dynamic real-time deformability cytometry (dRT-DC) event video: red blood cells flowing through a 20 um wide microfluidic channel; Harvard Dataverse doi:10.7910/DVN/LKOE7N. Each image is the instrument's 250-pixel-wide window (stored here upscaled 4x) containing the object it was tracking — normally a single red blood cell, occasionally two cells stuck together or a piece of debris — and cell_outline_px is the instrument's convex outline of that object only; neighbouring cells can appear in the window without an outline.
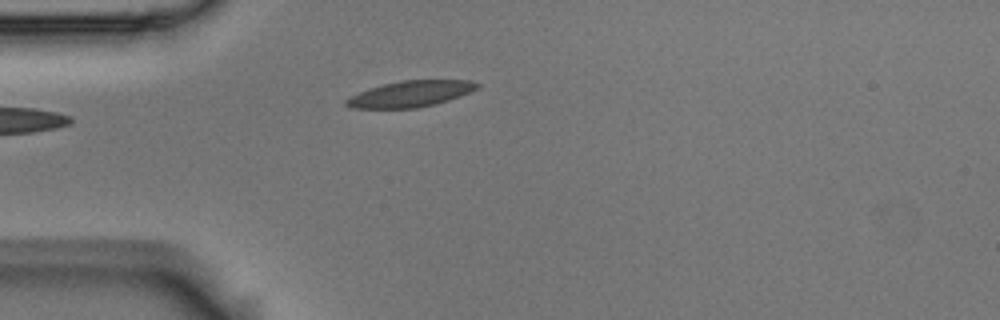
{"species": "Egyptian fruit bat (a non-hibernating species)", "species_latin": "Rousettus aegyptiacus", "temperature_condition": "room temperature", "stored_images_in_passage": 4, "camera_frame_rate_fps": 3000, "um_per_image_px": 0.085, "animal": {"sex": "male"}, "frame": {"image": 1, "passage_image": 4, "time_ms": 1.0, "image_size_px": [1000, 320], "cell_outline_px": [[480, 88], [460, 96], [436, 104], [416, 108], [352, 108], [344, 104], [344, 100], [368, 88], [400, 80], [472, 80], [480, 84]], "centroid_in_image_um": [34.92, 7.97], "position_along_channel_um": 50.1, "area_um2": 19.94}}